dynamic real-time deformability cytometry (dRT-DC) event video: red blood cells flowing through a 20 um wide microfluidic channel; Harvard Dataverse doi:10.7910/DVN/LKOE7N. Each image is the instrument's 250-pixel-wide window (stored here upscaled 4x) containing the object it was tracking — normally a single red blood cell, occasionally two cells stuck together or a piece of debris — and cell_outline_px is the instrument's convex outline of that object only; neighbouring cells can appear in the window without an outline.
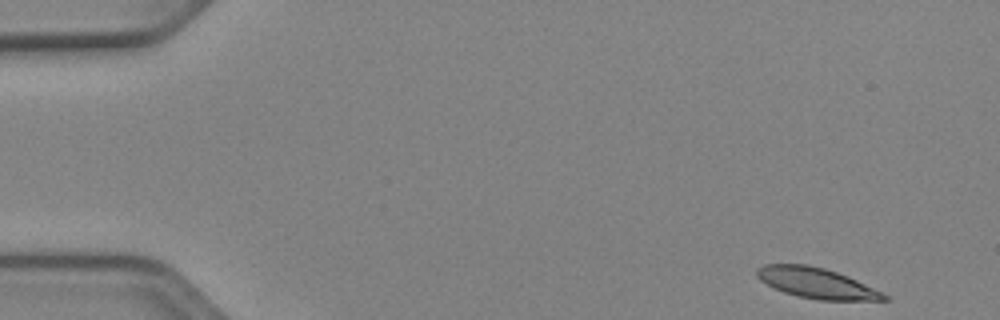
{"species": "Egyptian fruit bat (a non-hibernating species)", "species_latin": "Rousettus aegyptiacus", "temperature_condition": "cold", "stored_images_in_passage": 50, "camera_frame_rate_fps": 3000, "um_per_image_px": 0.085, "animal": {"sex": "female"}, "frame": {"image": 1, "passage_image": 1, "time_ms": 0.0, "image_size_px": [1000, 320], "cell_outline_px": [[888, 300], [820, 300], [800, 296], [784, 292], [760, 280], [756, 276], [756, 268], [764, 264], [808, 264], [824, 268], [848, 276], [884, 292], [888, 296]], "centroid_in_image_um": [69.42, 24.05], "position_along_channel_um": 15.6, "area_um2": 22.48}}
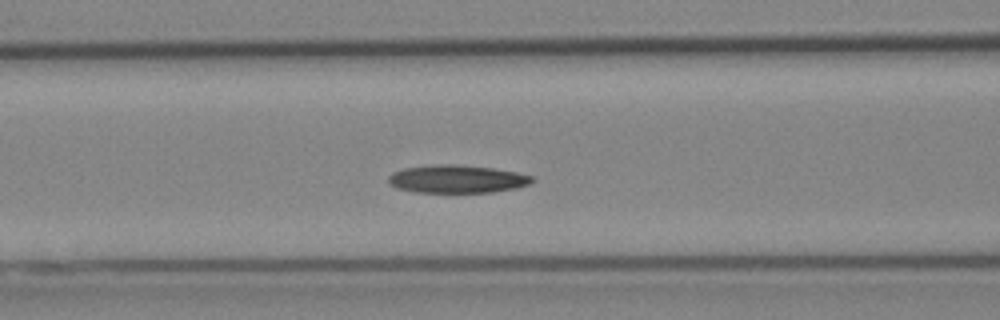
{"frame": {"image": 2, "passage_image": 19, "time_ms": 6.0, "image_size_px": [1000, 320], "cell_outline_px": [[536, 180], [532, 184], [516, 188], [496, 192], [416, 192], [396, 188], [388, 184], [388, 176], [392, 172], [404, 168], [432, 164], [456, 164], [492, 168], [516, 172], [532, 176]], "centroid_in_image_um": [38.85, 15.21], "position_along_channel_um": 127.8, "area_um2": 23.7}}
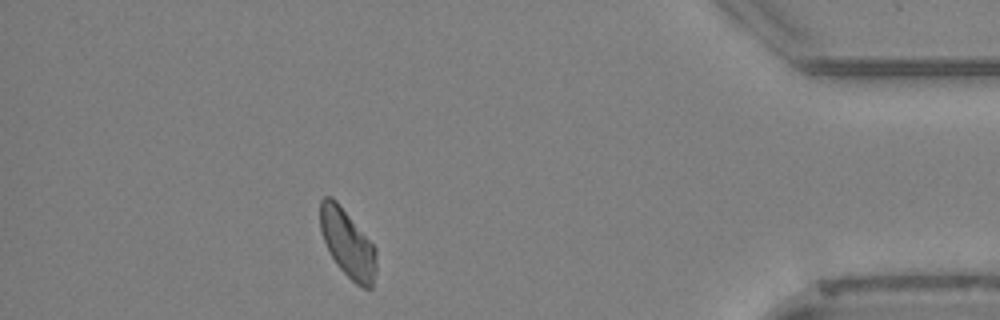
{"frame": {"image": 3, "passage_image": 44, "time_ms": 14.333, "image_size_px": [1000, 320], "cell_outline_px": [[376, 272], [372, 288], [364, 288], [356, 284], [340, 268], [332, 256], [324, 240], [320, 228], [320, 200], [324, 196], [332, 196], [336, 200], [376, 248]], "centroid_in_image_um": [29.55, 20.68], "position_along_channel_um": 405.6, "area_um2": 21.91}, "authors_computed_cell_mechanics": {"area_um2": 23.0333, "velocity_mm_per_s": 3.8713, "shape_relaxation_time_tau1_ms": 4.7488, "shape_relaxation_time_tau2_ms": null, "deformation_change_tau1": 0.1168, "deformation_change_tau2": null}}